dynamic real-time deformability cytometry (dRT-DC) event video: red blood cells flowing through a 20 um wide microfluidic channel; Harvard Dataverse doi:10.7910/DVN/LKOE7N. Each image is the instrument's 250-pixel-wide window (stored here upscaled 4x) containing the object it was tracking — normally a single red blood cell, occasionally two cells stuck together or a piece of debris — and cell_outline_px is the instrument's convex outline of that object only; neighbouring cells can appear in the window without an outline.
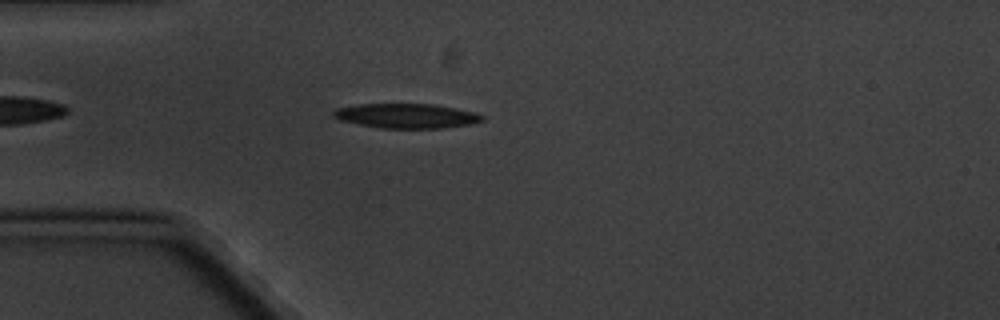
{"species": "common noctule bat (a hibernating species)", "species_latin": "Nyctalus noctula", "temperature_condition": "cold", "stored_images_in_passage": 5, "camera_frame_rate_fps": 3000, "um_per_image_px": 0.085, "animal": {"sex": "male", "body_mass_g": 20.1, "forearm_length_mm": 53.5}, "frame": {"image": 1, "passage_image": 3, "time_ms": 2.333, "image_size_px": [1000, 320], "cell_outline_px": [[484, 120], [472, 124], [444, 128], [384, 128], [360, 124], [340, 120], [332, 116], [332, 112], [336, 108], [360, 104], [432, 104], [456, 108], [476, 112], [484, 116]], "centroid_in_image_um": [34.59, 9.85], "position_along_channel_um": 50.4, "area_um2": 21.33}}